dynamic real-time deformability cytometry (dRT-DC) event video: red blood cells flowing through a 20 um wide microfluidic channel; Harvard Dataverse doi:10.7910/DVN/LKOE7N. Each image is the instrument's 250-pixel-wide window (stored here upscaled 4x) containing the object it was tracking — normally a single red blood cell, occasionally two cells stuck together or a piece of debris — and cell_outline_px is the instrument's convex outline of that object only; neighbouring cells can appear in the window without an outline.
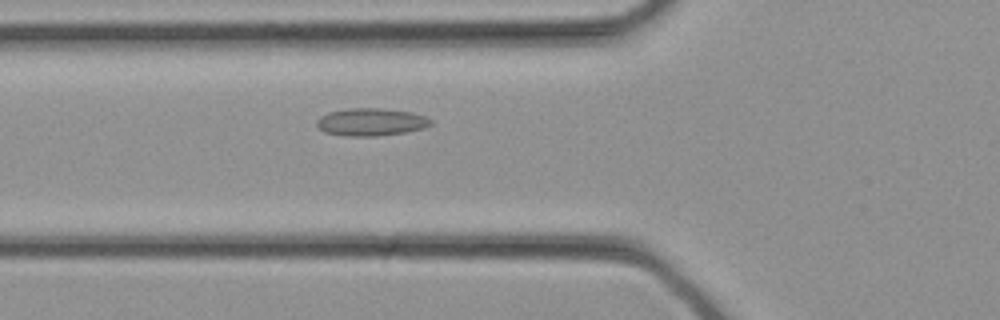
{"species": "common noctule bat (a hibernating species)", "species_latin": "Nyctalus noctula", "temperature_condition": "cold", "stored_images_in_passage": 31, "camera_frame_rate_fps": 3000, "um_per_image_px": 0.085, "animal": {"sex": "female", "body_mass_g": 21.9}, "frame": {"image": 1, "passage_image": 10, "time_ms": 3.0, "image_size_px": [1000, 320], "cell_outline_px": [[432, 124], [424, 128], [404, 132], [376, 136], [344, 136], [324, 132], [316, 124], [316, 120], [320, 116], [328, 112], [348, 108], [384, 108], [412, 112], [424, 116], [432, 120]], "centroid_in_image_um": [31.52, 10.36], "position_along_channel_um": 94.3, "area_um2": 18.44}}
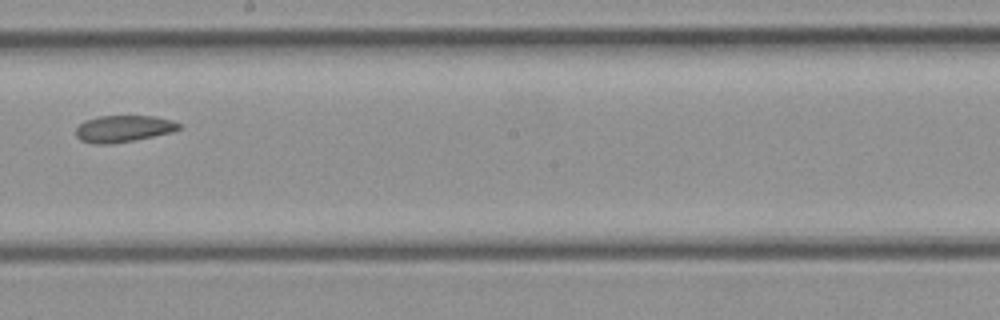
{"frame": {"image": 2, "passage_image": 17, "time_ms": 5.333, "image_size_px": [1000, 320], "cell_outline_px": [[180, 128], [172, 132], [112, 144], [96, 144], [80, 140], [76, 136], [76, 128], [84, 120], [100, 116], [152, 116], [172, 120], [180, 124]], "centroid_in_image_um": [10.46, 10.93], "position_along_channel_um": 237.7, "area_um2": 15.9}}
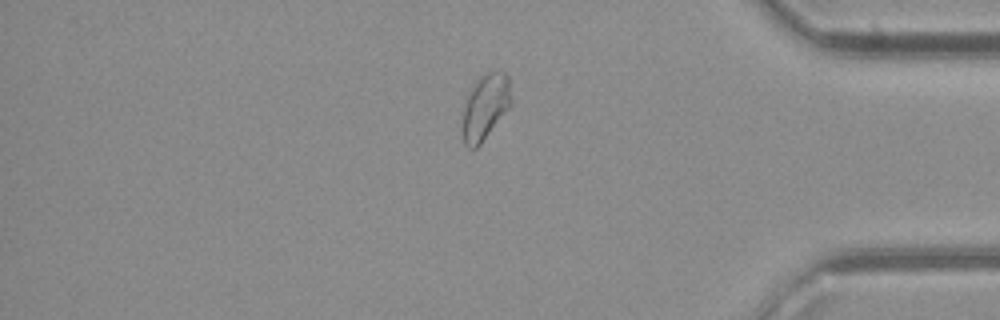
{"frame": {"image": 3, "passage_image": 26, "time_ms": 8.333, "image_size_px": [1000, 320], "cell_outline_px": [[512, 104], [480, 144], [476, 148], [468, 148], [464, 144], [460, 132], [460, 124], [468, 92], [472, 84], [484, 72], [504, 72], [508, 76], [512, 100]], "centroid_in_image_um": [41.2, 9.1], "position_along_channel_um": 394.0, "area_um2": 19.02}}